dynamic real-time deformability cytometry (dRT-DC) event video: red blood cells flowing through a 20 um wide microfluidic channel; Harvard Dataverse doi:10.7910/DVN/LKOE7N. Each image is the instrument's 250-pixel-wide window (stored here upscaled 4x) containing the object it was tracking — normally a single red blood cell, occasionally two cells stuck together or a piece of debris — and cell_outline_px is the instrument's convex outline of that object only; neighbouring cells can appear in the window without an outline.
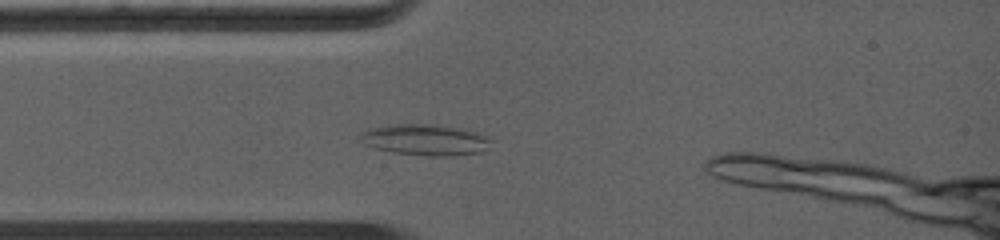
{"species": "common noctule bat (a hibernating species)", "species_latin": "Nyctalus noctula", "temperature_condition": "warm", "stored_images_in_passage": 7, "camera_frame_rate_fps": 5000, "um_per_image_px": 0.085, "animal": {"sex": "female", "body_mass_g": 19.0, "forearm_length_mm": 56.7}, "frame": {"image": 1, "passage_image": 4, "time_ms": 1.2, "image_size_px": [1000, 240], "cell_outline_px": [[492, 140], [488, 148], [480, 152], [452, 156], [428, 156], [392, 152], [376, 148], [364, 144], [364, 132], [376, 128], [404, 124], [412, 124], [448, 128], [472, 132]], "centroid_in_image_um": [36.19, 11.94], "position_along_channel_um": 48.8, "area_um2": 22.2}}